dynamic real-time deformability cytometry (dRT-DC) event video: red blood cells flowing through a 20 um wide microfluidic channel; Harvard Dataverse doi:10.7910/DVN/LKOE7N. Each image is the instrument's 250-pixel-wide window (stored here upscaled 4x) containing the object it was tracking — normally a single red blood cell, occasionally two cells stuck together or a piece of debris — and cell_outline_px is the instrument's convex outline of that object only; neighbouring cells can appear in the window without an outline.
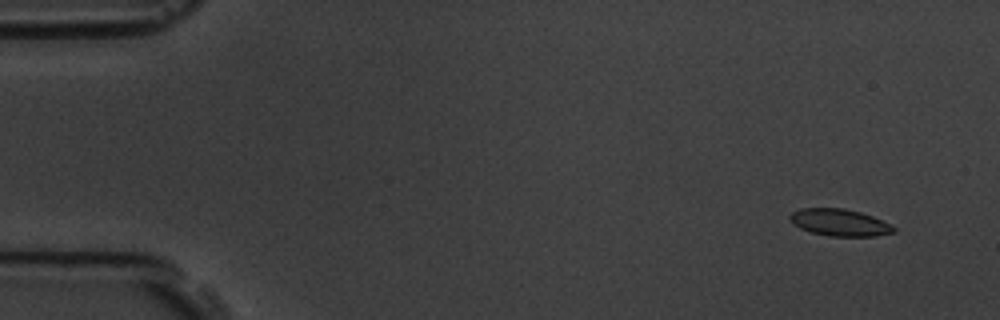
{"species": "common noctule bat (a hibernating species)", "species_latin": "Nyctalus noctula", "temperature_condition": "room temperature", "stored_images_in_passage": 5, "camera_frame_rate_fps": 3000, "um_per_image_px": 0.085, "animal": {"sex": "male", "body_mass_g": 19.5, "forearm_length_mm": 54.6}, "frame": {"image": 1, "passage_image": 1, "time_ms": 0.0, "image_size_px": [1000, 320], "cell_outline_px": [[896, 232], [876, 236], [828, 236], [812, 232], [800, 228], [792, 224], [788, 216], [792, 212], [800, 208], [844, 208], [860, 212], [872, 216], [892, 224], [896, 228]], "centroid_in_image_um": [71.38, 18.91], "position_along_channel_um": 13.6, "area_um2": 16.47}}
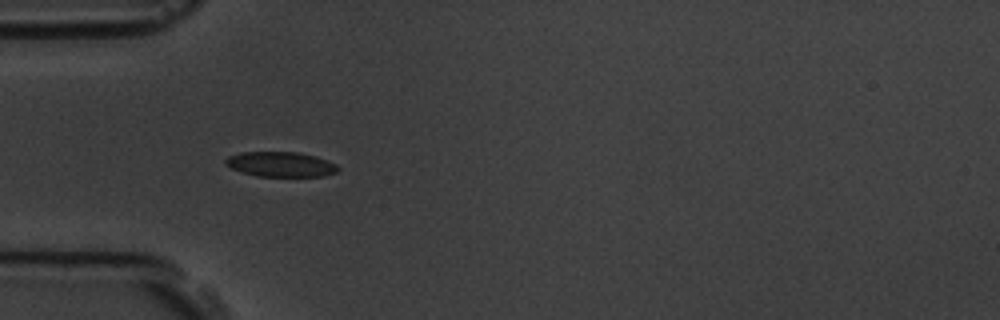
{"frame": {"image": 2, "passage_image": 4, "time_ms": 4.333, "image_size_px": [1000, 320], "cell_outline_px": [[340, 168], [336, 172], [324, 176], [256, 176], [232, 168], [224, 164], [224, 160], [228, 156], [240, 152], [300, 152], [316, 156], [336, 164]], "centroid_in_image_um": [23.86, 13.95], "position_along_channel_um": 61.1, "area_um2": 16.36}}
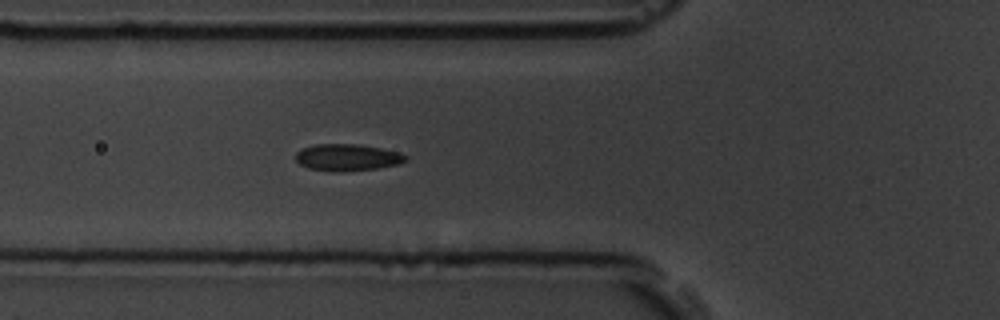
{"frame": {"image": 3, "passage_image": 5, "time_ms": 5.333, "image_size_px": [1000, 320], "cell_outline_px": [[408, 160], [400, 164], [376, 168], [340, 172], [308, 168], [300, 164], [296, 160], [296, 152], [304, 148], [316, 144], [360, 144], [380, 148], [396, 152], [408, 156]], "centroid_in_image_um": [29.54, 13.38], "position_along_channel_um": 96.3, "area_um2": 17.05}}